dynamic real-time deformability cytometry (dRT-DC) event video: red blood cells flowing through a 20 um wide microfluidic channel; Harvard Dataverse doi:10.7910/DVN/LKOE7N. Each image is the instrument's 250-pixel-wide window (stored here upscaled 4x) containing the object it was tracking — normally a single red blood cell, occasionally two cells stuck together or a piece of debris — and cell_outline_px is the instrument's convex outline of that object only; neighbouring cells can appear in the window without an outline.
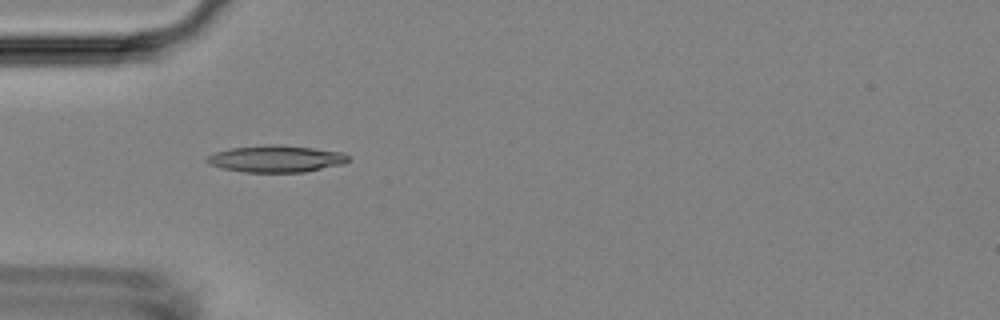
{"species": "Egyptian fruit bat (a non-hibernating species)", "species_latin": "Rousettus aegyptiacus", "temperature_condition": "room temperature", "stored_images_in_passage": 3, "camera_frame_rate_fps": 3000, "um_per_image_px": 0.085, "animal": {"sex": "female"}, "frame": {"image": 1, "passage_image": 2, "time_ms": 0.333, "image_size_px": [1000, 320], "cell_outline_px": [[348, 160], [344, 164], [304, 172], [244, 172], [220, 168], [208, 164], [204, 160], [204, 156], [216, 152], [232, 148], [268, 144], [280, 144], [344, 152], [348, 156]], "centroid_in_image_um": [23.42, 13.5], "position_along_channel_um": 61.6, "area_um2": 22.31}}
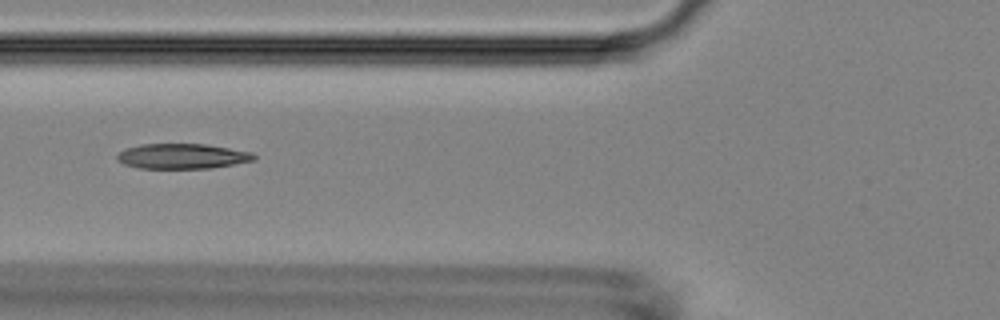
{"frame": {"image": 2, "passage_image": 3, "time_ms": 0.667, "image_size_px": [1000, 320], "cell_outline_px": [[256, 160], [212, 168], [140, 168], [124, 164], [116, 160], [116, 156], [124, 148], [140, 144], [208, 144], [252, 152], [256, 156]], "centroid_in_image_um": [15.49, 13.27], "position_along_channel_um": 110.3, "area_um2": 20.17}}